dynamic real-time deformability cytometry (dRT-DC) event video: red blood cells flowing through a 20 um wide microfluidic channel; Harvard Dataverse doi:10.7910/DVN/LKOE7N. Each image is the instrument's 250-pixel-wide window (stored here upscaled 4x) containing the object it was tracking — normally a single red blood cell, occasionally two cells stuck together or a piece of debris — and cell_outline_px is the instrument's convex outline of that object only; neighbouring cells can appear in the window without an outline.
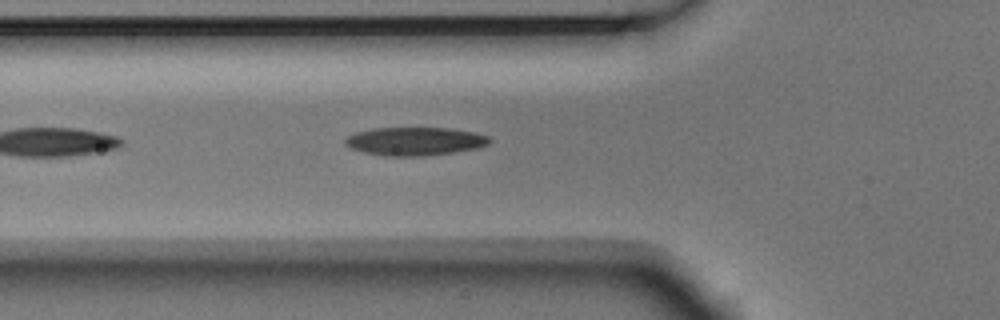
{"species": "Egyptian fruit bat (a non-hibernating species)", "species_latin": "Rousettus aegyptiacus", "temperature_condition": "room temperature", "stored_images_in_passage": 6, "camera_frame_rate_fps": 3000, "um_per_image_px": 0.085, "animal": {"sex": "male"}, "frame": {"image": 1, "passage_image": 6, "time_ms": 1.667, "image_size_px": [1000, 320], "cell_outline_px": [[492, 140], [488, 144], [480, 148], [424, 156], [388, 156], [364, 152], [352, 148], [344, 144], [344, 140], [348, 136], [356, 132], [372, 128], [448, 128], [476, 132], [492, 136]], "centroid_in_image_um": [35.32, 12.0], "position_along_channel_um": 90.5, "area_um2": 23.93}}